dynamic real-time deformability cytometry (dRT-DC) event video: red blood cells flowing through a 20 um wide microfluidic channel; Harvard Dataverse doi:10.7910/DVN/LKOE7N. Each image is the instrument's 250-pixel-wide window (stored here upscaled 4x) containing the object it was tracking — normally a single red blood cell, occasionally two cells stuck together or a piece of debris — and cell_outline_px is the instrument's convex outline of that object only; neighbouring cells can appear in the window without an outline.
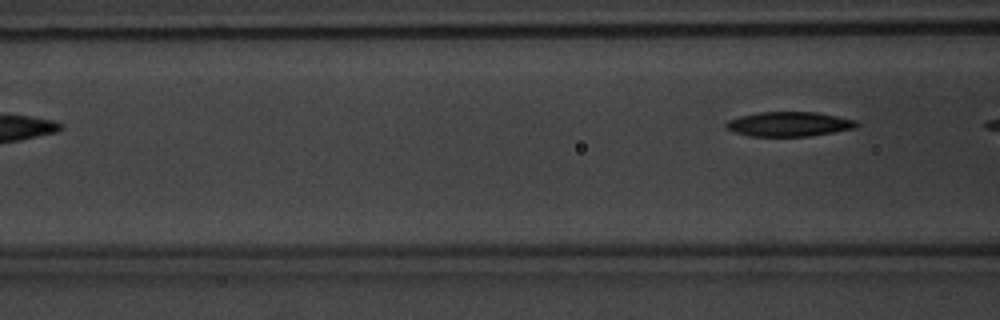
{"species": "common noctule bat (a hibernating species)", "species_latin": "Nyctalus noctula", "temperature_condition": "warm", "stored_images_in_passage": 3, "camera_frame_rate_fps": 3000, "um_per_image_px": 0.085, "animal": {"sex": "male", "body_mass_g": 20.1, "forearm_length_mm": 53.5}, "frame": {"image": 1, "passage_image": 3, "time_ms": 2.333, "image_size_px": [1000, 320], "cell_outline_px": [[860, 124], [856, 128], [808, 136], [752, 136], [736, 132], [724, 128], [724, 124], [728, 120], [740, 116], [760, 112], [816, 112], [856, 120]], "centroid_in_image_um": [67.06, 10.54], "position_along_channel_um": 99.5, "area_um2": 18.61}}